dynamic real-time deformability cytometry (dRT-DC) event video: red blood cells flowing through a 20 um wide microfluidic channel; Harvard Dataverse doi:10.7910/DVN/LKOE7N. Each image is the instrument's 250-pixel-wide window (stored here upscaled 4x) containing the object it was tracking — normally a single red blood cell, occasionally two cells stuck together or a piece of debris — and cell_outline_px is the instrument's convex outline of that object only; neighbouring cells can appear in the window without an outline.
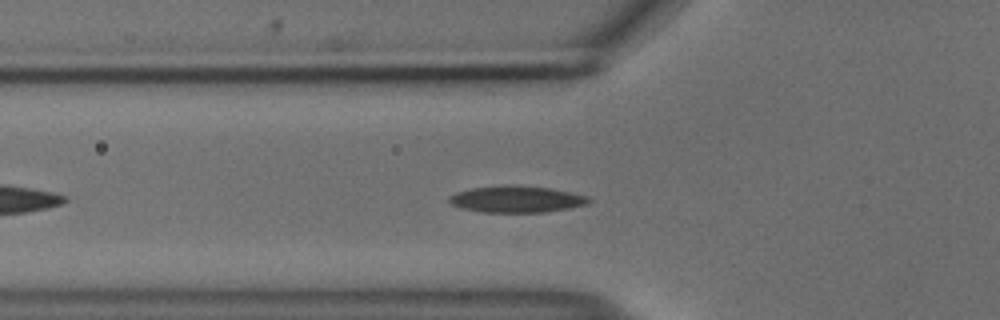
{"species": "common noctule bat (a hibernating species)", "species_latin": "Nyctalus noctula", "temperature_condition": "cold", "stored_images_in_passage": 44, "camera_frame_rate_fps": 3000, "um_per_image_px": 0.085, "animal": {"sex": "male", "body_mass_g": 18.8}, "frame": {"image": 1, "passage_image": 8, "time_ms": 2.333, "image_size_px": [1000, 320], "cell_outline_px": [[592, 200], [588, 204], [568, 208], [544, 212], [480, 212], [448, 204], [448, 196], [456, 192], [472, 188], [504, 184], [552, 188], [572, 192], [588, 196]], "centroid_in_image_um": [43.89, 16.92], "position_along_channel_um": 81.9, "area_um2": 21.85}}
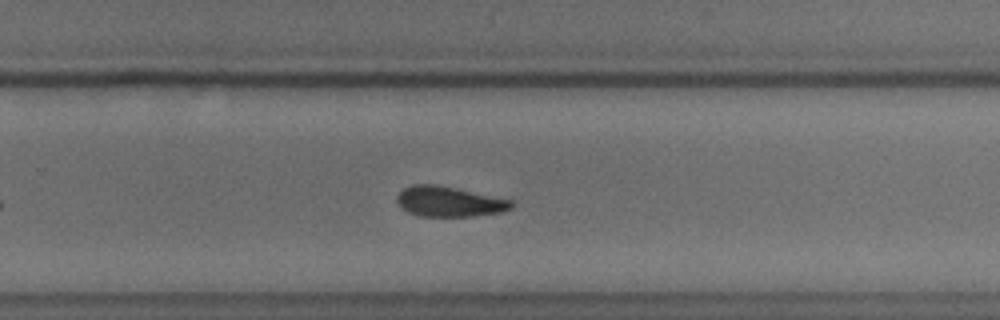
{"frame": {"image": 2, "passage_image": 25, "time_ms": 8.0, "image_size_px": [1000, 320], "cell_outline_px": [[512, 208], [500, 212], [472, 216], [420, 216], [408, 212], [396, 200], [396, 196], [404, 188], [412, 184], [436, 184], [456, 188], [512, 200]], "centroid_in_image_um": [38.16, 17.12], "position_along_channel_um": 291.6, "area_um2": 19.94}}
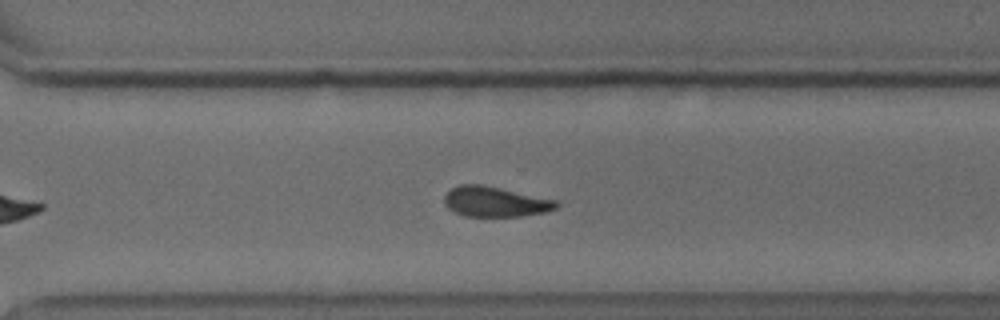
{"frame": {"image": 3, "passage_image": 28, "time_ms": 9.0, "image_size_px": [1000, 320], "cell_outline_px": [[560, 204], [556, 208], [544, 212], [520, 216], [464, 216], [452, 212], [444, 204], [444, 196], [452, 188], [460, 184], [484, 184], [560, 200]], "centroid_in_image_um": [42.11, 17.13], "position_along_channel_um": 328.5, "area_um2": 20.06}, "authors_computed_cell_mechanics": {"area_um2": 20.4034, "velocity_mm_per_s": 3.6933, "shape_relaxation_time_tau1_ms": 3.7742, "shape_relaxation_time_tau2_ms": 3.6909, "deformation_change_tau1": 0.1327, "deformation_change_tau2": 0.1001}}